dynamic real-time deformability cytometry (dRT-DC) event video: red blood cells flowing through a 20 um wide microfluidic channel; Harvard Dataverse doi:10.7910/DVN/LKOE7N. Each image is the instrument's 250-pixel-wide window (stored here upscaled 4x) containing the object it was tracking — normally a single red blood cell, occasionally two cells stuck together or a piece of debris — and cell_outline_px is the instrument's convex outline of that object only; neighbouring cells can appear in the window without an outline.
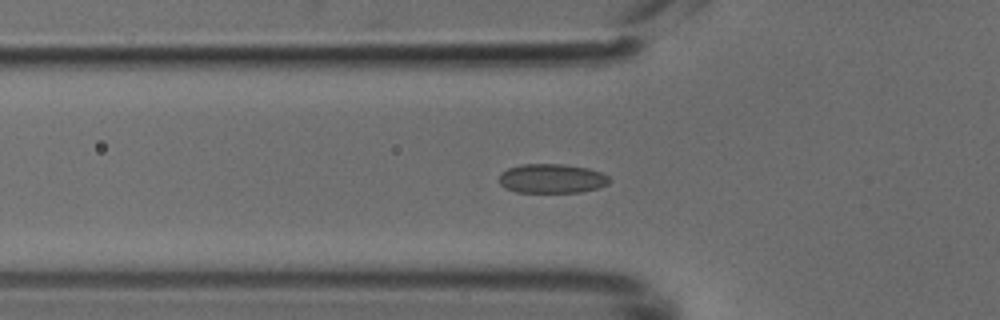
{"species": "common noctule bat (a hibernating species)", "species_latin": "Nyctalus noctula", "temperature_condition": "cold", "stored_images_in_passage": 50, "segment_of_instrument_passage": [1, 2], "camera_frame_rate_fps": 3000, "um_per_image_px": 0.085, "animal": {"sex": "male", "body_mass_g": 18.8}, "frame": {"image": 1, "passage_image": 16, "time_ms": 5.0, "image_size_px": [1000, 320], "cell_outline_px": [[612, 180], [608, 184], [600, 188], [580, 192], [516, 192], [504, 188], [500, 184], [500, 172], [508, 168], [520, 164], [564, 164], [588, 168], [600, 172], [608, 176]], "centroid_in_image_um": [46.91, 15.17], "position_along_channel_um": 78.9, "area_um2": 19.02}}
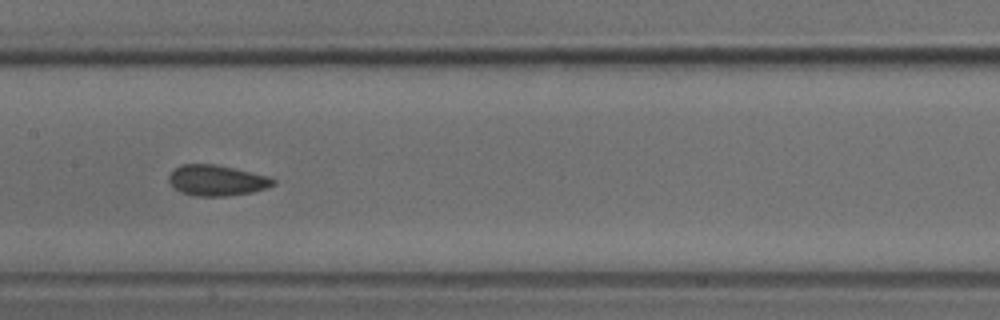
{"frame": {"image": 2, "passage_image": 24, "time_ms": 7.667, "image_size_px": [1000, 320], "cell_outline_px": [[276, 184], [252, 192], [228, 196], [196, 196], [180, 192], [168, 180], [168, 176], [180, 164], [216, 164], [268, 176], [276, 180]], "centroid_in_image_um": [18.43, 15.33], "position_along_channel_um": 189.0, "area_um2": 18.55}}
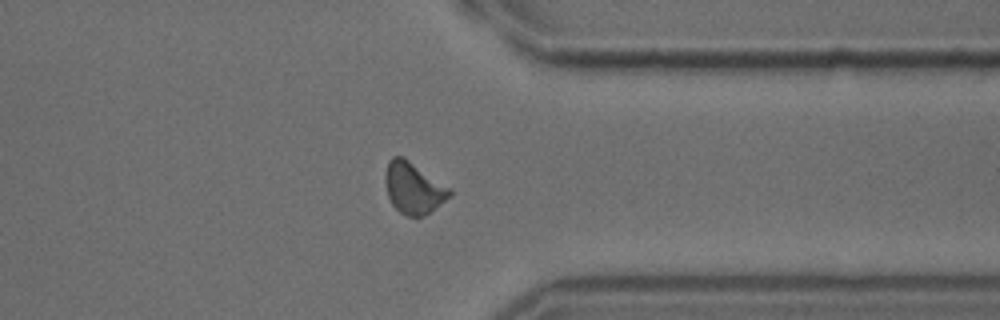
{"frame": {"image": 3, "passage_image": 38, "time_ms": 12.333, "image_size_px": [1000, 320], "cell_outline_px": [[452, 196], [424, 216], [408, 216], [400, 212], [392, 204], [388, 196], [384, 176], [388, 160], [392, 156], [400, 156], [408, 160], [452, 188]], "centroid_in_image_um": [35.16, 15.98], "position_along_channel_um": 376.2, "area_um2": 19.31}}